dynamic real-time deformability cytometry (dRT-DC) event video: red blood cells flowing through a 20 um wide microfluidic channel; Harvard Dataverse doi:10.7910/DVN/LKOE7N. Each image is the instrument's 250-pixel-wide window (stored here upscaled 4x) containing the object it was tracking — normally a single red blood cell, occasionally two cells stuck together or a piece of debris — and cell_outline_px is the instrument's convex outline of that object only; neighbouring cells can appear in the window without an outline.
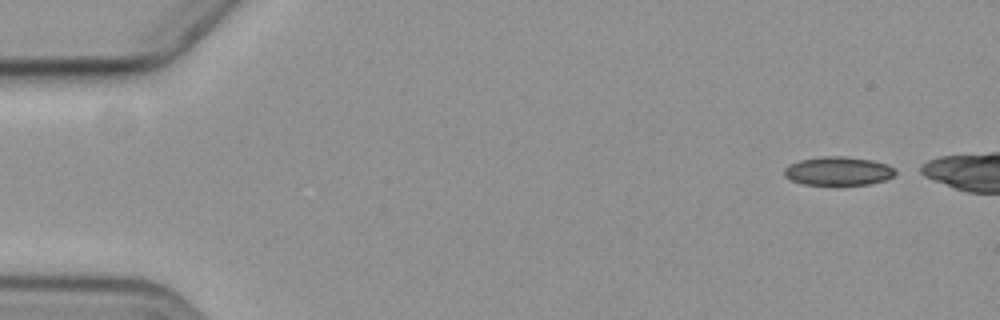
{"species": "common noctule bat (a hibernating species)", "species_latin": "Nyctalus noctula", "temperature_condition": "cold", "stored_images_in_passage": 5, "camera_frame_rate_fps": 3000, "um_per_image_px": 0.085, "animal": {"sex": "female", "body_mass_g": 19.3, "forearm_length_mm": 54.1}, "frame": {"image": 1, "passage_image": 1, "time_ms": 0.0, "image_size_px": [1000, 320], "cell_outline_px": [[896, 172], [892, 176], [884, 180], [868, 184], [804, 184], [792, 180], [784, 176], [784, 168], [788, 164], [800, 160], [820, 156], [844, 156], [872, 160], [888, 164]], "centroid_in_image_um": [71.22, 14.52], "position_along_channel_um": 13.8, "area_um2": 18.38}}
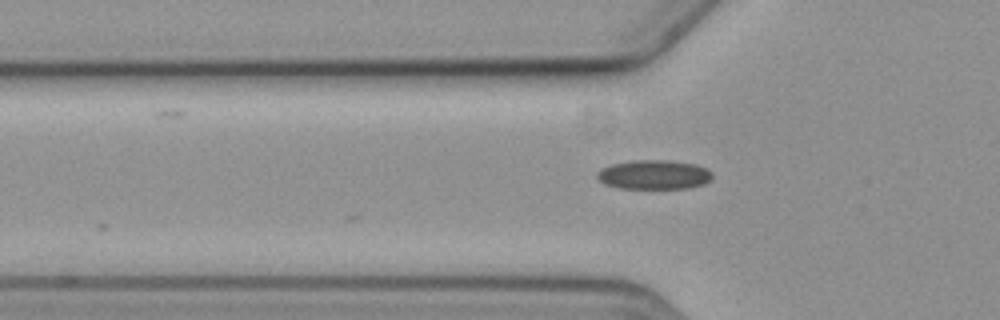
{"frame": {"image": 2, "passage_image": 5, "time_ms": 5.0, "image_size_px": [1000, 320], "cell_outline_px": [[712, 180], [704, 184], [688, 188], [620, 188], [604, 184], [596, 176], [596, 172], [600, 168], [612, 164], [632, 160], [668, 160], [696, 164], [712, 172]], "centroid_in_image_um": [55.58, 14.84], "position_along_channel_um": 70.2, "area_um2": 19.77}}